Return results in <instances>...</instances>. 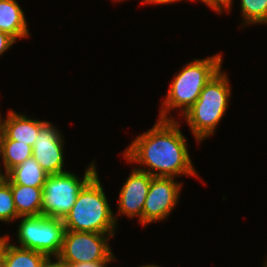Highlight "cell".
Listing matches in <instances>:
<instances>
[{"label": "cell", "mask_w": 267, "mask_h": 267, "mask_svg": "<svg viewBox=\"0 0 267 267\" xmlns=\"http://www.w3.org/2000/svg\"><path fill=\"white\" fill-rule=\"evenodd\" d=\"M187 145L178 120L158 118L152 128L132 140L122 155L132 165L139 164L136 169L153 177L197 178Z\"/></svg>", "instance_id": "1"}, {"label": "cell", "mask_w": 267, "mask_h": 267, "mask_svg": "<svg viewBox=\"0 0 267 267\" xmlns=\"http://www.w3.org/2000/svg\"><path fill=\"white\" fill-rule=\"evenodd\" d=\"M182 1V0H181ZM187 1V0H186ZM190 1V0H189ZM191 1H197V0H191ZM199 1V0H198ZM201 3L203 2L205 5H207L212 10V0H200Z\"/></svg>", "instance_id": "27"}, {"label": "cell", "mask_w": 267, "mask_h": 267, "mask_svg": "<svg viewBox=\"0 0 267 267\" xmlns=\"http://www.w3.org/2000/svg\"><path fill=\"white\" fill-rule=\"evenodd\" d=\"M112 1H114V2H119V1H123V0H112ZM126 1V0H125ZM128 1V0H127Z\"/></svg>", "instance_id": "31"}, {"label": "cell", "mask_w": 267, "mask_h": 267, "mask_svg": "<svg viewBox=\"0 0 267 267\" xmlns=\"http://www.w3.org/2000/svg\"><path fill=\"white\" fill-rule=\"evenodd\" d=\"M1 165V164H0ZM1 166H0V185L2 184V183H4L5 181H6V179H7V173L6 172H3L2 173V170H1Z\"/></svg>", "instance_id": "25"}, {"label": "cell", "mask_w": 267, "mask_h": 267, "mask_svg": "<svg viewBox=\"0 0 267 267\" xmlns=\"http://www.w3.org/2000/svg\"><path fill=\"white\" fill-rule=\"evenodd\" d=\"M225 71H219L205 85L198 100L182 115L197 144L213 136L226 115L231 85Z\"/></svg>", "instance_id": "3"}, {"label": "cell", "mask_w": 267, "mask_h": 267, "mask_svg": "<svg viewBox=\"0 0 267 267\" xmlns=\"http://www.w3.org/2000/svg\"><path fill=\"white\" fill-rule=\"evenodd\" d=\"M65 230L115 233L118 227L98 173L77 195L74 206L62 220Z\"/></svg>", "instance_id": "4"}, {"label": "cell", "mask_w": 267, "mask_h": 267, "mask_svg": "<svg viewBox=\"0 0 267 267\" xmlns=\"http://www.w3.org/2000/svg\"><path fill=\"white\" fill-rule=\"evenodd\" d=\"M57 125L54 126L46 121L32 146V157L38 162L42 169L48 174L63 173L65 170L64 160V138Z\"/></svg>", "instance_id": "9"}, {"label": "cell", "mask_w": 267, "mask_h": 267, "mask_svg": "<svg viewBox=\"0 0 267 267\" xmlns=\"http://www.w3.org/2000/svg\"><path fill=\"white\" fill-rule=\"evenodd\" d=\"M4 135V129H3V124L1 121V113H0V158H1V148H2V138Z\"/></svg>", "instance_id": "24"}, {"label": "cell", "mask_w": 267, "mask_h": 267, "mask_svg": "<svg viewBox=\"0 0 267 267\" xmlns=\"http://www.w3.org/2000/svg\"><path fill=\"white\" fill-rule=\"evenodd\" d=\"M6 118L1 116L4 134L14 141L22 144L34 145L35 139L39 133L40 127L46 122L38 118L27 117L24 113L8 110Z\"/></svg>", "instance_id": "11"}, {"label": "cell", "mask_w": 267, "mask_h": 267, "mask_svg": "<svg viewBox=\"0 0 267 267\" xmlns=\"http://www.w3.org/2000/svg\"><path fill=\"white\" fill-rule=\"evenodd\" d=\"M240 9L242 28L254 24L267 25V0H241Z\"/></svg>", "instance_id": "17"}, {"label": "cell", "mask_w": 267, "mask_h": 267, "mask_svg": "<svg viewBox=\"0 0 267 267\" xmlns=\"http://www.w3.org/2000/svg\"><path fill=\"white\" fill-rule=\"evenodd\" d=\"M19 217L14 205L10 183L6 179V181L0 185V222L2 221L8 224L14 222Z\"/></svg>", "instance_id": "18"}, {"label": "cell", "mask_w": 267, "mask_h": 267, "mask_svg": "<svg viewBox=\"0 0 267 267\" xmlns=\"http://www.w3.org/2000/svg\"><path fill=\"white\" fill-rule=\"evenodd\" d=\"M18 222L16 234L19 247L35 250L52 258L59 256L65 233L61 219L43 215L21 216Z\"/></svg>", "instance_id": "6"}, {"label": "cell", "mask_w": 267, "mask_h": 267, "mask_svg": "<svg viewBox=\"0 0 267 267\" xmlns=\"http://www.w3.org/2000/svg\"><path fill=\"white\" fill-rule=\"evenodd\" d=\"M180 2L181 0H141V3L144 4H154V5H167L176 2Z\"/></svg>", "instance_id": "23"}, {"label": "cell", "mask_w": 267, "mask_h": 267, "mask_svg": "<svg viewBox=\"0 0 267 267\" xmlns=\"http://www.w3.org/2000/svg\"><path fill=\"white\" fill-rule=\"evenodd\" d=\"M222 54L204 59L196 58L175 73L164 101L159 109V119H175L169 116L172 110L180 109L182 116L199 98L209 80L222 70ZM169 114V115H168Z\"/></svg>", "instance_id": "2"}, {"label": "cell", "mask_w": 267, "mask_h": 267, "mask_svg": "<svg viewBox=\"0 0 267 267\" xmlns=\"http://www.w3.org/2000/svg\"><path fill=\"white\" fill-rule=\"evenodd\" d=\"M6 239H7V235L0 236V256H1L2 248H3V245H4L5 241H6Z\"/></svg>", "instance_id": "26"}, {"label": "cell", "mask_w": 267, "mask_h": 267, "mask_svg": "<svg viewBox=\"0 0 267 267\" xmlns=\"http://www.w3.org/2000/svg\"><path fill=\"white\" fill-rule=\"evenodd\" d=\"M52 256H46L41 263L39 264V267H67L61 260L59 256H54L53 259Z\"/></svg>", "instance_id": "21"}, {"label": "cell", "mask_w": 267, "mask_h": 267, "mask_svg": "<svg viewBox=\"0 0 267 267\" xmlns=\"http://www.w3.org/2000/svg\"><path fill=\"white\" fill-rule=\"evenodd\" d=\"M48 174L38 162L30 157L7 173L10 184L43 188Z\"/></svg>", "instance_id": "14"}, {"label": "cell", "mask_w": 267, "mask_h": 267, "mask_svg": "<svg viewBox=\"0 0 267 267\" xmlns=\"http://www.w3.org/2000/svg\"><path fill=\"white\" fill-rule=\"evenodd\" d=\"M0 31L16 41L30 37L24 11L16 0H0Z\"/></svg>", "instance_id": "12"}, {"label": "cell", "mask_w": 267, "mask_h": 267, "mask_svg": "<svg viewBox=\"0 0 267 267\" xmlns=\"http://www.w3.org/2000/svg\"><path fill=\"white\" fill-rule=\"evenodd\" d=\"M113 236L115 233L65 230L59 257L66 266L86 262H113L116 256L109 243Z\"/></svg>", "instance_id": "7"}, {"label": "cell", "mask_w": 267, "mask_h": 267, "mask_svg": "<svg viewBox=\"0 0 267 267\" xmlns=\"http://www.w3.org/2000/svg\"><path fill=\"white\" fill-rule=\"evenodd\" d=\"M30 157H32L30 145L10 140L5 134L3 135L0 163L3 165L4 172L8 173Z\"/></svg>", "instance_id": "16"}, {"label": "cell", "mask_w": 267, "mask_h": 267, "mask_svg": "<svg viewBox=\"0 0 267 267\" xmlns=\"http://www.w3.org/2000/svg\"><path fill=\"white\" fill-rule=\"evenodd\" d=\"M233 0H212V10L218 14L231 13Z\"/></svg>", "instance_id": "19"}, {"label": "cell", "mask_w": 267, "mask_h": 267, "mask_svg": "<svg viewBox=\"0 0 267 267\" xmlns=\"http://www.w3.org/2000/svg\"><path fill=\"white\" fill-rule=\"evenodd\" d=\"M81 179L72 171L48 175L43 185L41 215L63 220L74 206L77 195L98 173L95 160Z\"/></svg>", "instance_id": "5"}, {"label": "cell", "mask_w": 267, "mask_h": 267, "mask_svg": "<svg viewBox=\"0 0 267 267\" xmlns=\"http://www.w3.org/2000/svg\"><path fill=\"white\" fill-rule=\"evenodd\" d=\"M111 262H94V263H77L70 264L67 267H108L107 265Z\"/></svg>", "instance_id": "22"}, {"label": "cell", "mask_w": 267, "mask_h": 267, "mask_svg": "<svg viewBox=\"0 0 267 267\" xmlns=\"http://www.w3.org/2000/svg\"><path fill=\"white\" fill-rule=\"evenodd\" d=\"M16 40L7 33L0 31V56L3 55L10 47H12Z\"/></svg>", "instance_id": "20"}, {"label": "cell", "mask_w": 267, "mask_h": 267, "mask_svg": "<svg viewBox=\"0 0 267 267\" xmlns=\"http://www.w3.org/2000/svg\"><path fill=\"white\" fill-rule=\"evenodd\" d=\"M0 267H6L4 259L0 256Z\"/></svg>", "instance_id": "29"}, {"label": "cell", "mask_w": 267, "mask_h": 267, "mask_svg": "<svg viewBox=\"0 0 267 267\" xmlns=\"http://www.w3.org/2000/svg\"><path fill=\"white\" fill-rule=\"evenodd\" d=\"M10 243V236L3 245L1 257L5 261L6 267H39L46 255L27 248L16 246Z\"/></svg>", "instance_id": "15"}, {"label": "cell", "mask_w": 267, "mask_h": 267, "mask_svg": "<svg viewBox=\"0 0 267 267\" xmlns=\"http://www.w3.org/2000/svg\"><path fill=\"white\" fill-rule=\"evenodd\" d=\"M173 177H152L142 212V226L167 220L180 202L183 184Z\"/></svg>", "instance_id": "8"}, {"label": "cell", "mask_w": 267, "mask_h": 267, "mask_svg": "<svg viewBox=\"0 0 267 267\" xmlns=\"http://www.w3.org/2000/svg\"><path fill=\"white\" fill-rule=\"evenodd\" d=\"M140 267H162V266H160V265L157 266L156 264H154V265L153 264H146V265H142V266L140 265Z\"/></svg>", "instance_id": "28"}, {"label": "cell", "mask_w": 267, "mask_h": 267, "mask_svg": "<svg viewBox=\"0 0 267 267\" xmlns=\"http://www.w3.org/2000/svg\"><path fill=\"white\" fill-rule=\"evenodd\" d=\"M17 214L21 216L41 215L43 188L10 184Z\"/></svg>", "instance_id": "13"}, {"label": "cell", "mask_w": 267, "mask_h": 267, "mask_svg": "<svg viewBox=\"0 0 267 267\" xmlns=\"http://www.w3.org/2000/svg\"><path fill=\"white\" fill-rule=\"evenodd\" d=\"M263 265H264L263 267H267V260H265Z\"/></svg>", "instance_id": "30"}, {"label": "cell", "mask_w": 267, "mask_h": 267, "mask_svg": "<svg viewBox=\"0 0 267 267\" xmlns=\"http://www.w3.org/2000/svg\"><path fill=\"white\" fill-rule=\"evenodd\" d=\"M152 177L147 172L132 168L119 191L118 215L114 213L116 223L117 217L123 215L130 219L138 217V222L142 225L143 207Z\"/></svg>", "instance_id": "10"}]
</instances>
